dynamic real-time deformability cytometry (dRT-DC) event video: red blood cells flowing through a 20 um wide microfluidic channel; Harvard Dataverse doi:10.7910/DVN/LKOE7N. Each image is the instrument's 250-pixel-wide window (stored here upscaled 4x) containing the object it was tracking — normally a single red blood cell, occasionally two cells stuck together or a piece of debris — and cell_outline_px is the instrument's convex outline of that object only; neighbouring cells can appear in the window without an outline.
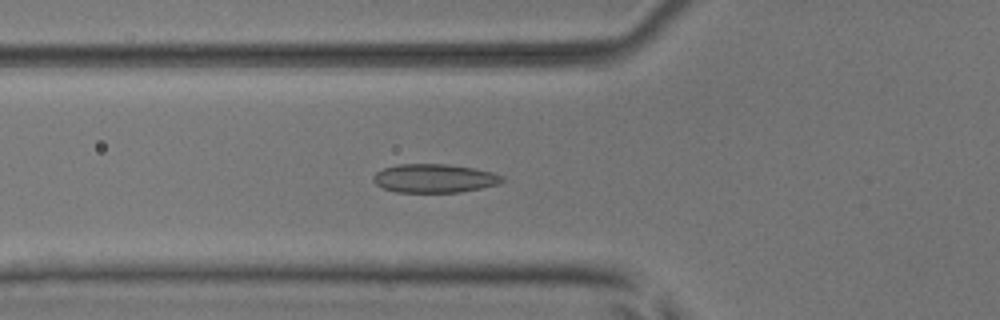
{"species": "common noctule bat (a hibernating species)", "species_latin": "Nyctalus noctula", "temperature_condition": "room temperature", "stored_images_in_passage": 54, "camera_frame_rate_fps": 3000, "um_per_image_px": 0.085, "animal": {"sex": "male", "body_mass_g": 17.9, "forearm_length_mm": 54.2}, "frame": {"image": 1, "passage_image": 20, "time_ms": 6.333, "image_size_px": [1000, 320], "cell_outline_px": [[504, 180], [500, 184], [460, 192], [396, 192], [384, 188], [376, 184], [372, 180], [372, 176], [376, 172], [384, 168], [400, 164], [448, 164], [472, 168], [492, 172], [504, 176]], "centroid_in_image_um": [36.92, 15.16], "position_along_channel_um": 88.9, "area_um2": 21.5}}
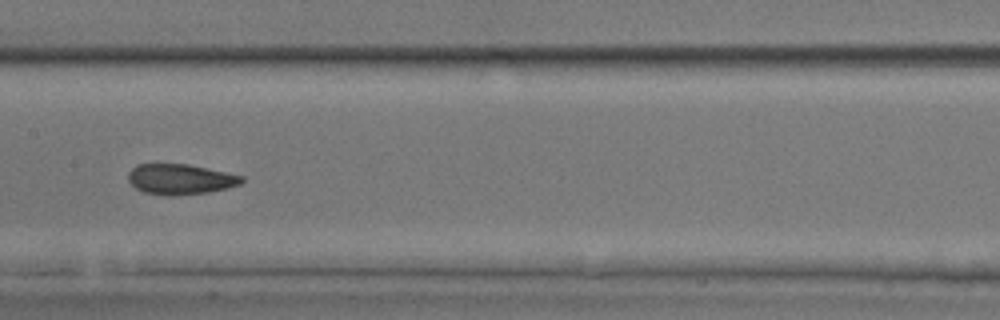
{"frame": {"image": 2, "passage_image": 28, "time_ms": 9.0, "image_size_px": [1000, 320], "cell_outline_px": [[244, 180], [240, 184], [228, 188], [208, 192], [172, 196], [164, 196], [144, 192], [136, 188], [128, 180], [128, 172], [136, 164], [188, 164], [244, 176]], "centroid_in_image_um": [15.32, 15.24], "position_along_channel_um": 192.1, "area_um2": 20.17}}
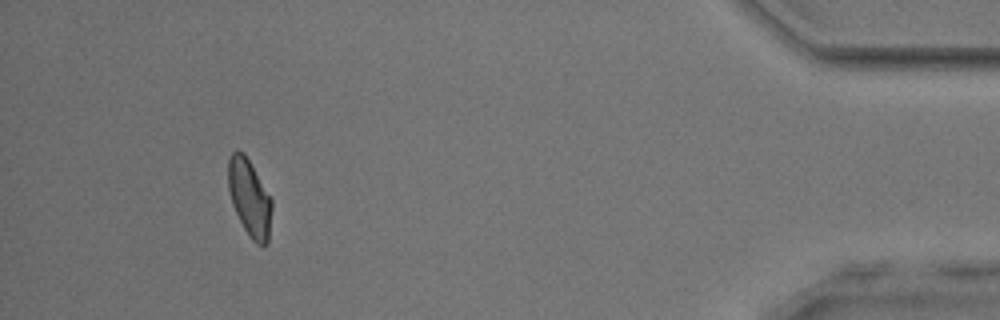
{"frame": {"image": 3, "passage_image": 50, "time_ms": 16.333, "image_size_px": [1000, 320], "cell_outline_px": [[272, 208], [268, 244], [256, 244], [252, 240], [244, 228], [232, 204], [228, 188], [228, 160], [232, 152], [236, 148], [244, 152], [272, 200]], "centroid_in_image_um": [21.2, 16.8], "position_along_channel_um": 414.0, "area_um2": 19.48}, "authors_computed_cell_mechanics": {"area_um2": 20.6635, "velocity_mm_per_s": 3.869, "shape_relaxation_time_tau1_ms": 8.263, "shape_relaxation_time_tau2_ms": 1.9223, "deformation_change_tau1": 0.1717, "deformation_change_tau2": 0.07}}